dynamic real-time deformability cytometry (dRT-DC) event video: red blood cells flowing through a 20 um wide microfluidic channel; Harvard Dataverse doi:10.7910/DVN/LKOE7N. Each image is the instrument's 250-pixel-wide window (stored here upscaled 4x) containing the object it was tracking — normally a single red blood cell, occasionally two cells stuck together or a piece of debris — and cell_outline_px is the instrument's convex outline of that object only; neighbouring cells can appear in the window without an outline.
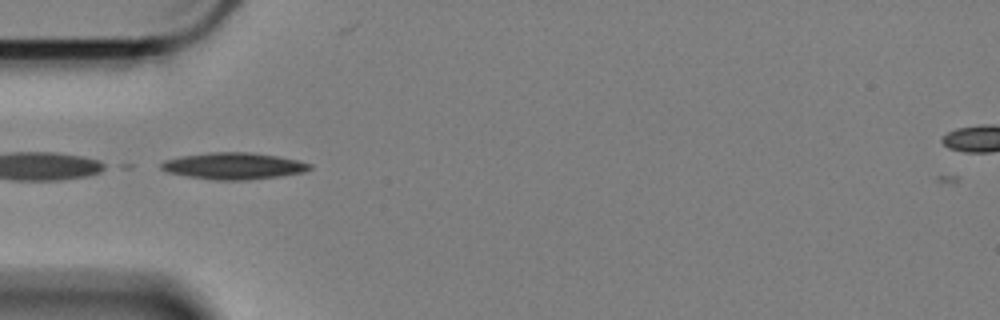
{"species": "Egyptian fruit bat (a non-hibernating species)", "species_latin": "Rousettus aegyptiacus", "temperature_condition": "cold", "stored_images_in_passage": 44, "camera_frame_rate_fps": 3000, "um_per_image_px": 0.085, "animal": {"sex": "female"}, "frame": {"image": 1, "passage_image": 3, "time_ms": 0.667, "image_size_px": [1000, 320], "cell_outline_px": [[312, 168], [304, 172], [280, 176], [248, 180], [212, 180], [188, 176], [168, 172], [160, 168], [160, 164], [164, 160], [184, 156], [208, 152], [252, 152], [276, 156], [296, 160], [312, 164]], "centroid_in_image_um": [19.86, 14.11], "position_along_channel_um": 65.1, "area_um2": 23.0}}
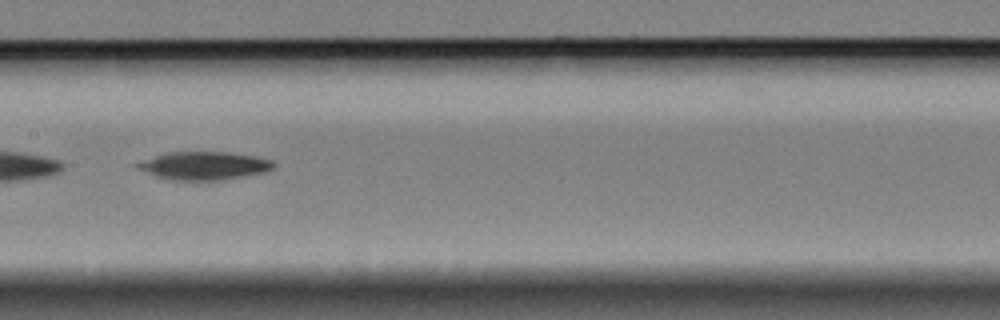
{"frame": {"image": 2, "passage_image": 14, "time_ms": 4.333, "image_size_px": [1000, 320], "cell_outline_px": [[276, 164], [272, 168], [264, 172], [244, 176], [220, 180], [172, 180], [156, 176], [136, 168], [136, 164], [156, 156], [168, 152], [228, 152], [256, 156], [272, 160]], "centroid_in_image_um": [17.38, 14.08], "position_along_channel_um": 190.0, "area_um2": 22.02}}
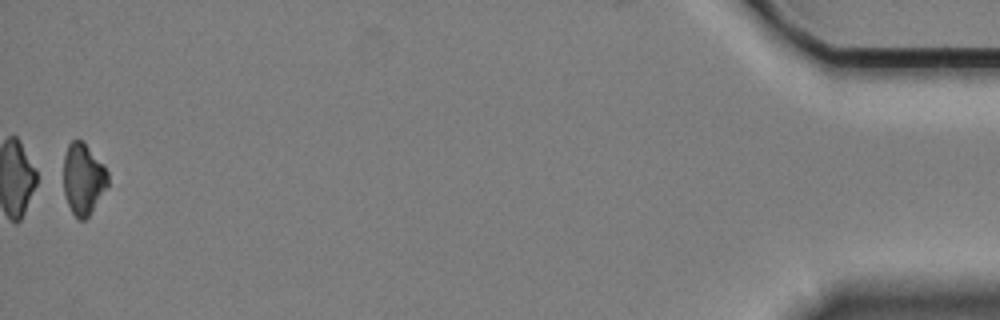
{"frame": {"image": 3, "passage_image": 43, "time_ms": 14.0, "image_size_px": [1000, 320], "cell_outline_px": [[108, 184], [88, 216], [84, 220], [80, 220], [72, 212], [68, 204], [64, 192], [64, 156], [68, 144], [72, 140], [84, 140], [104, 164], [108, 172]], "centroid_in_image_um": [7.08, 15.15], "position_along_channel_um": 428.1, "area_um2": 18.38}}